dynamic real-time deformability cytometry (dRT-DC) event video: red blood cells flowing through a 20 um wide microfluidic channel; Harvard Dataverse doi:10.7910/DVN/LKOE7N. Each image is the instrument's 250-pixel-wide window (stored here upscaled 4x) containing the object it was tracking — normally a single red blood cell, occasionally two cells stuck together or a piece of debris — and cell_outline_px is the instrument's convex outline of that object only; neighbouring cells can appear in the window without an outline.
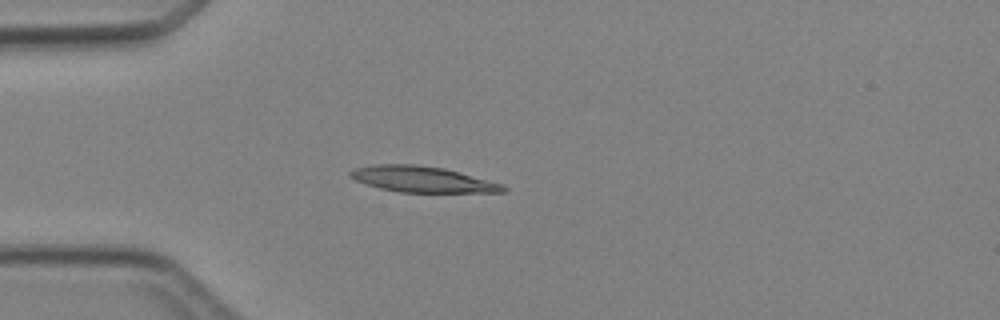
{"species": "Egyptian fruit bat (a non-hibernating species)", "species_latin": "Rousettus aegyptiacus", "temperature_condition": "cold", "stored_images_in_passage": 4, "camera_frame_rate_fps": 3000, "um_per_image_px": 0.085, "animal": {"sex": "female"}, "frame": {"image": 1, "passage_image": 4, "time_ms": 3.333, "image_size_px": [1000, 320], "cell_outline_px": [[508, 188], [504, 192], [400, 192], [380, 188], [356, 180], [348, 176], [348, 172], [356, 168], [372, 164], [416, 164], [444, 168], [504, 184]], "centroid_in_image_um": [35.9, 15.23], "position_along_channel_um": 49.1, "area_um2": 23.0}}